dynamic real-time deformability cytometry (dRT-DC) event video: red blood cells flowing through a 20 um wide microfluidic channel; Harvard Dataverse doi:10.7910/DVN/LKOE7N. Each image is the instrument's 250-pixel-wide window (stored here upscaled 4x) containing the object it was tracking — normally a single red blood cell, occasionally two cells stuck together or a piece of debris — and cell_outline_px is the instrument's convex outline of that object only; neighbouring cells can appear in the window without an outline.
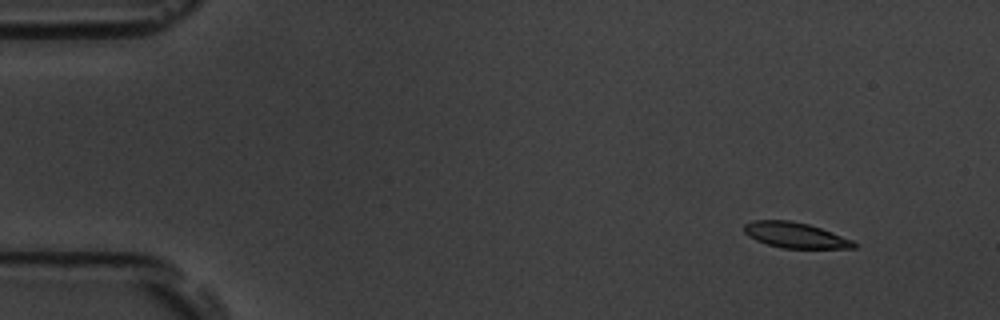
{"species": "common noctule bat (a hibernating species)", "species_latin": "Nyctalus noctula", "temperature_condition": "room temperature", "stored_images_in_passage": 51, "camera_frame_rate_fps": 3000, "um_per_image_px": 0.085, "animal": {"sex": "male", "body_mass_g": 19.5, "forearm_length_mm": 54.6}, "frame": {"image": 1, "passage_image": 1, "time_ms": 0.0, "image_size_px": [1000, 320], "cell_outline_px": [[860, 244], [856, 248], [784, 248], [768, 244], [756, 240], [748, 236], [744, 232], [744, 224], [752, 220], [792, 220], [808, 224], [820, 228], [852, 240]], "centroid_in_image_um": [67.59, 19.98], "position_along_channel_um": 17.4, "area_um2": 16.3}}
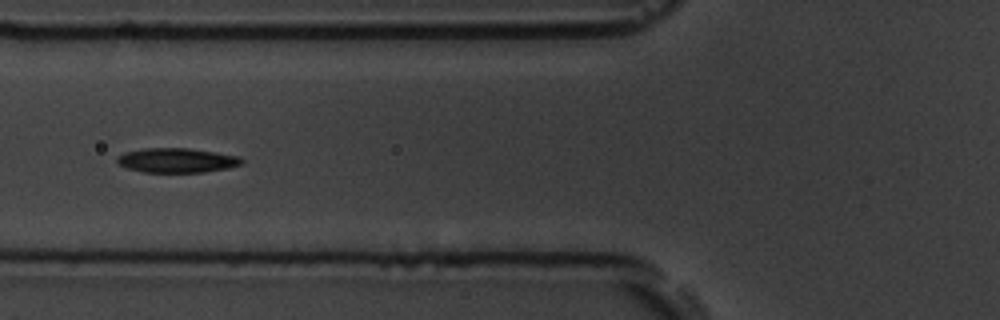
{"frame": {"image": 2, "passage_image": 17, "time_ms": 5.333, "image_size_px": [1000, 320], "cell_outline_px": [[244, 160], [240, 164], [228, 168], [204, 172], [144, 172], [128, 168], [120, 164], [116, 160], [116, 156], [124, 152], [144, 148], [188, 148], [216, 152], [240, 156]], "centroid_in_image_um": [15.03, 13.62], "position_along_channel_um": 110.8, "area_um2": 17.8}}
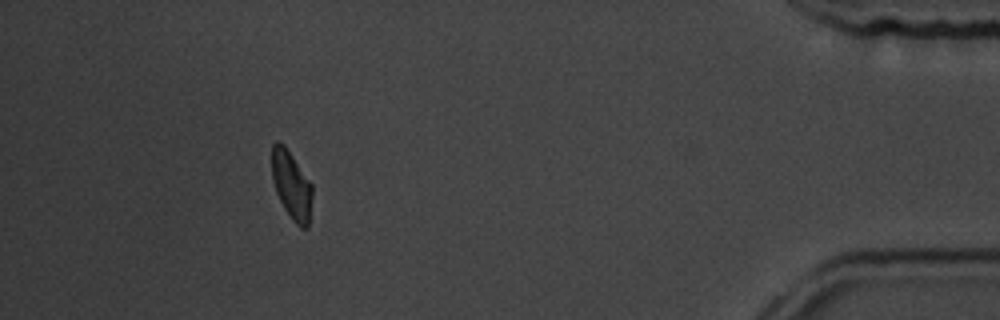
{"frame": {"image": 3, "passage_image": 46, "time_ms": 15.0, "image_size_px": [1000, 320], "cell_outline_px": [[312, 196], [308, 228], [300, 228], [292, 220], [284, 208], [276, 192], [272, 180], [272, 144], [276, 140], [284, 144], [312, 184]], "centroid_in_image_um": [24.77, 15.74], "position_along_channel_um": 410.4, "area_um2": 16.07}, "authors_computed_cell_mechanics": {"area_um2": 17.2244, "velocity_mm_per_s": 3.7001, "shape_relaxation_time_tau1_ms": null, "shape_relaxation_time_tau2_ms": 5.9301, "deformation_change_tau1": null, "deformation_change_tau2": 0.1137}}